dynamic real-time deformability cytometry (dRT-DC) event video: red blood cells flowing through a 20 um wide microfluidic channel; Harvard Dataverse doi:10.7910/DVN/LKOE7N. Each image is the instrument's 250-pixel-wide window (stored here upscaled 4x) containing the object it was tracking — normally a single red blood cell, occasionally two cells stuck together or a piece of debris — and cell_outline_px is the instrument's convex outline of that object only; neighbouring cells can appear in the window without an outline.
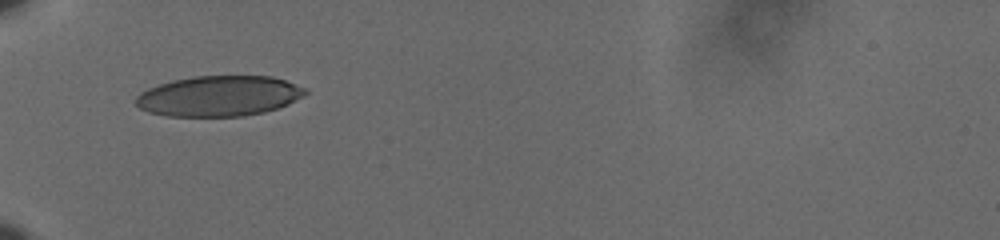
{"species": "human", "species_latin": "Homo sapiens", "temperature_condition": "cold", "stored_images_in_passage": 38, "camera_frame_rate_fps": 3000, "um_per_image_px": 0.085, "donor": {"sex": "male"}, "frame": {"image": 1, "passage_image": 1, "time_ms": 0.0, "image_size_px": [1000, 240], "cell_outline_px": [[308, 92], [304, 96], [288, 104], [264, 112], [244, 116], [168, 116], [148, 112], [140, 108], [136, 104], [136, 96], [140, 92], [148, 88], [172, 80], [196, 76], [272, 76], [284, 80], [304, 88]], "centroid_in_image_um": [18.6, 8.16], "position_along_channel_um": 66.4, "area_um2": 39.82}}
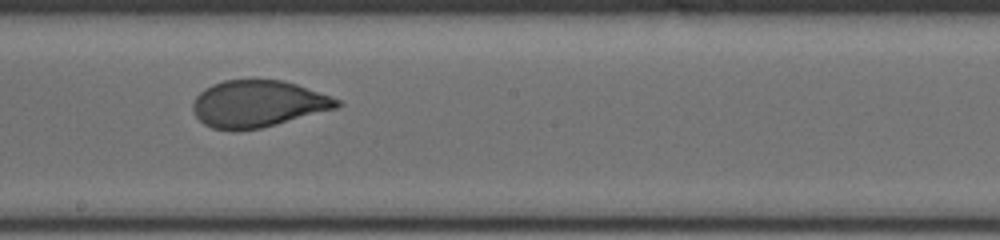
{"frame": {"image": 2, "passage_image": 15, "time_ms": 4.667, "image_size_px": [1000, 240], "cell_outline_px": [[340, 104], [336, 108], [276, 124], [260, 128], [240, 132], [232, 132], [212, 128], [204, 124], [196, 116], [192, 108], [192, 104], [196, 96], [204, 88], [212, 84], [224, 80], [280, 80], [296, 84], [340, 100]], "centroid_in_image_um": [21.85, 8.84], "position_along_channel_um": 226.3, "area_um2": 39.19}}
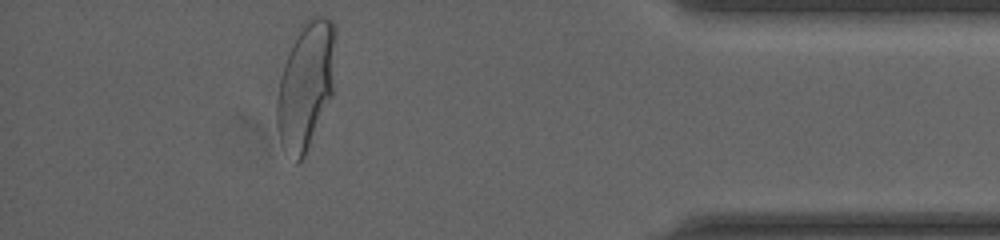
{"frame": {"image": 3, "passage_image": 33, "time_ms": 10.667, "image_size_px": [1000, 240], "cell_outline_px": [[336, 36], [332, 96], [304, 156], [296, 164], [280, 144], [276, 124], [276, 100], [280, 80], [284, 64], [300, 24], [304, 20], [312, 16], [324, 16], [332, 20], [336, 28]], "centroid_in_image_um": [25.99, 7.22], "position_along_channel_um": 409.2, "area_um2": 43.75}, "authors_computed_cell_mechanics": {"area_um2": 40.2866, "velocity_mm_per_s": 3.5933, "shape_relaxation_time_tau1_ms": 3.6772, "shape_relaxation_time_tau2_ms": null, "deformation_change_tau1": 0.1526, "deformation_change_tau2": null}}